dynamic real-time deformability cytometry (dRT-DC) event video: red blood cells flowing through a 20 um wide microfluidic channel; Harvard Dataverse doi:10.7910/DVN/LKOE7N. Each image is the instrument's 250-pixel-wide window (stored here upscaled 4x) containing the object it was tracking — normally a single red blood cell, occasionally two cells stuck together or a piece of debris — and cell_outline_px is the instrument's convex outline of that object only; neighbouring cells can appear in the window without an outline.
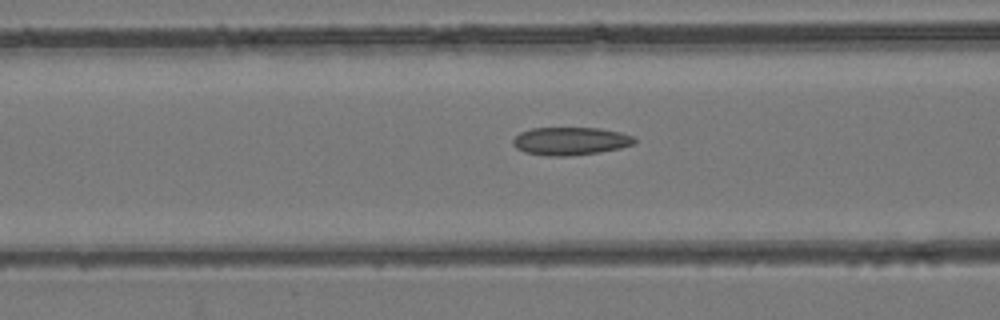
{"species": "common noctule bat (a hibernating species)", "species_latin": "Nyctalus noctula", "temperature_condition": "room temperature", "stored_images_in_passage": 47, "camera_frame_rate_fps": 3000, "um_per_image_px": 0.085, "animal": {"sex": "female", "body_mass_g": 24.6, "forearm_length_mm": 56.2}, "frame": {"image": 1, "passage_image": 19, "time_ms": 6.0, "image_size_px": [1000, 320], "cell_outline_px": [[636, 140], [632, 144], [620, 148], [600, 152], [568, 156], [544, 156], [524, 152], [516, 148], [512, 144], [512, 140], [520, 132], [532, 128], [600, 128], [620, 132], [636, 136]], "centroid_in_image_um": [48.48, 11.99], "position_along_channel_um": 118.1, "area_um2": 19.94}}
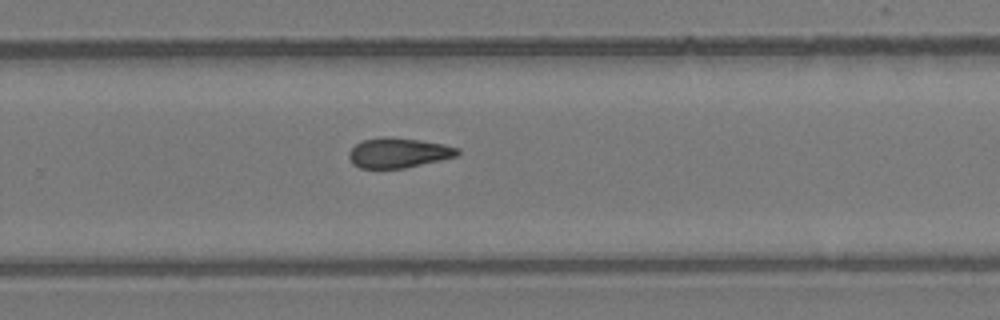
{"frame": {"image": 2, "passage_image": 31, "time_ms": 10.0, "image_size_px": [1000, 320], "cell_outline_px": [[460, 152], [456, 156], [440, 160], [404, 168], [360, 168], [352, 164], [348, 156], [348, 152], [356, 144], [364, 140], [384, 136], [392, 136], [420, 140], [444, 144], [460, 148]], "centroid_in_image_um": [33.86, 12.98], "position_along_channel_um": 295.9, "area_um2": 19.02}}
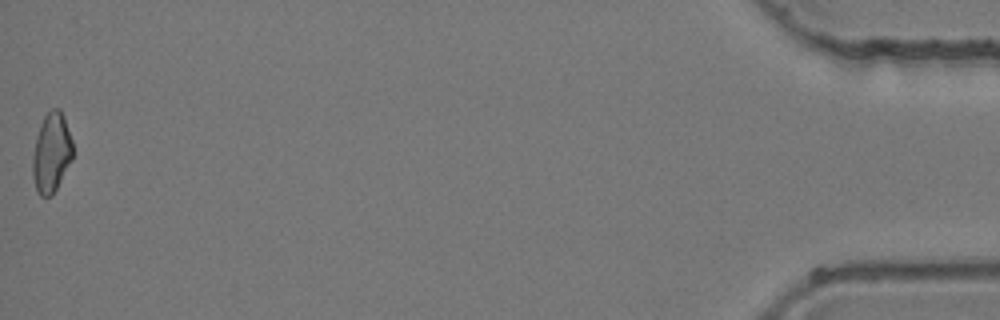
{"frame": {"image": 3, "passage_image": 47, "time_ms": 15.333, "image_size_px": [1000, 320], "cell_outline_px": [[72, 160], [52, 196], [40, 196], [36, 192], [32, 176], [32, 156], [36, 136], [40, 124], [44, 116], [52, 108], [60, 108], [64, 116], [72, 140]], "centroid_in_image_um": [4.36, 12.99], "position_along_channel_um": 430.8, "area_um2": 18.84}}